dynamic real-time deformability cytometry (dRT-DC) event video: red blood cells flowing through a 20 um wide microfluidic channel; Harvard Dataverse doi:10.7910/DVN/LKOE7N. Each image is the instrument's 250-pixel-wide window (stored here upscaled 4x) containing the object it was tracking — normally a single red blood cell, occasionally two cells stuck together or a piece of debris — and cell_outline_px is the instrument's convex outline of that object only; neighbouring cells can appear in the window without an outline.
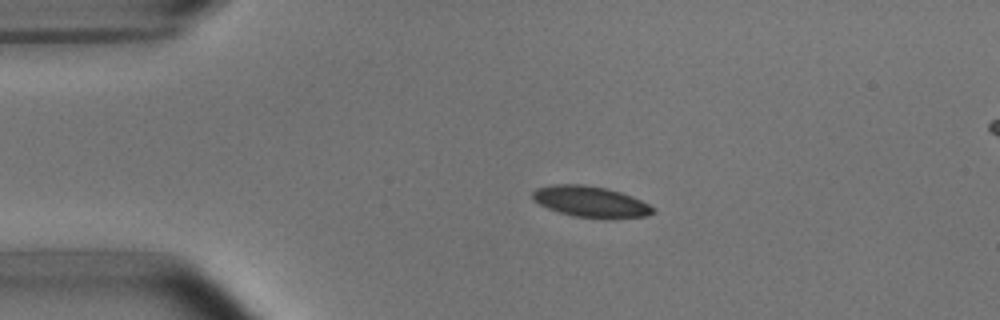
{"species": "common noctule bat (a hibernating species)", "species_latin": "Nyctalus noctula", "temperature_condition": "room temperature", "stored_images_in_passage": 8, "camera_frame_rate_fps": 3000, "um_per_image_px": 0.085, "animal": {"sex": "male", "body_mass_g": 15.6}, "frame": {"image": 1, "passage_image": 1, "time_ms": 0.0, "image_size_px": [1000, 320], "cell_outline_px": [[656, 212], [648, 216], [604, 220], [572, 216], [548, 208], [532, 200], [532, 192], [536, 188], [552, 184], [580, 184], [604, 188], [620, 192], [632, 196], [656, 208]], "centroid_in_image_um": [50.23, 17.17], "position_along_channel_um": 34.8, "area_um2": 22.14}}